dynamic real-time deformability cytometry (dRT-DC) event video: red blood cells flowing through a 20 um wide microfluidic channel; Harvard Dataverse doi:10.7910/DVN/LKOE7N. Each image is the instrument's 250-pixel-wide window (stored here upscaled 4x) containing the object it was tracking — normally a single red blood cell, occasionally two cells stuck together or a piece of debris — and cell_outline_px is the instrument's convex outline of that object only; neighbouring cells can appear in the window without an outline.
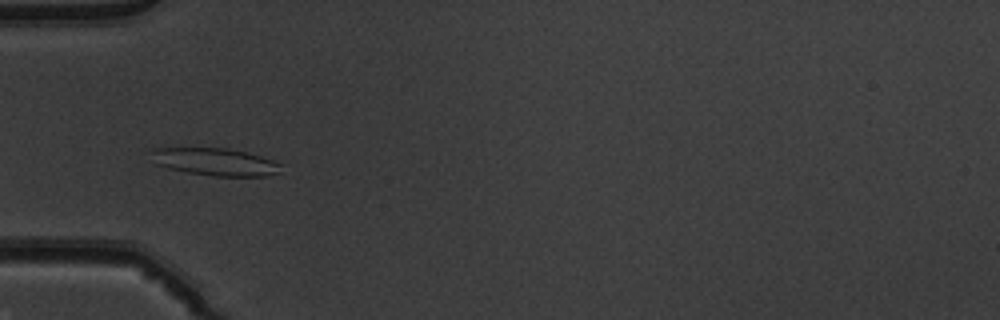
{"species": "common noctule bat (a hibernating species)", "species_latin": "Nyctalus noctula", "temperature_condition": "warm", "stored_images_in_passage": 52, "camera_frame_rate_fps": 3000, "um_per_image_px": 0.085, "animal": {"sex": "male", "body_mass_g": 19.5, "forearm_length_mm": 54.6}, "frame": {"image": 1, "passage_image": 17, "time_ms": 5.333, "image_size_px": [1000, 320], "cell_outline_px": [[284, 164], [280, 172], [264, 176], [212, 176], [188, 172], [168, 168], [156, 164], [152, 152], [156, 148], [228, 148], [248, 152]], "centroid_in_image_um": [18.37, 13.76], "position_along_channel_um": 66.6, "area_um2": 20.69}}
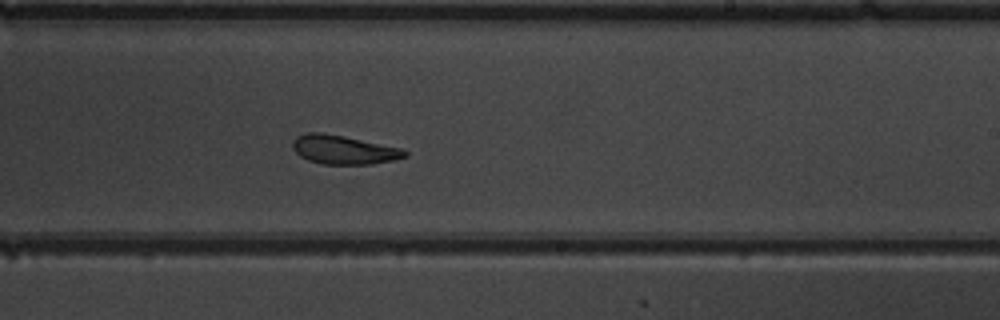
{"frame": {"image": 2, "passage_image": 32, "time_ms": 10.333, "image_size_px": [1000, 320], "cell_outline_px": [[408, 156], [396, 160], [372, 164], [324, 164], [308, 160], [300, 156], [292, 148], [292, 140], [296, 136], [308, 132], [320, 132], [344, 136], [404, 148], [408, 152]], "centroid_in_image_um": [29.24, 12.72], "position_along_channel_um": 259.8, "area_um2": 19.13}}
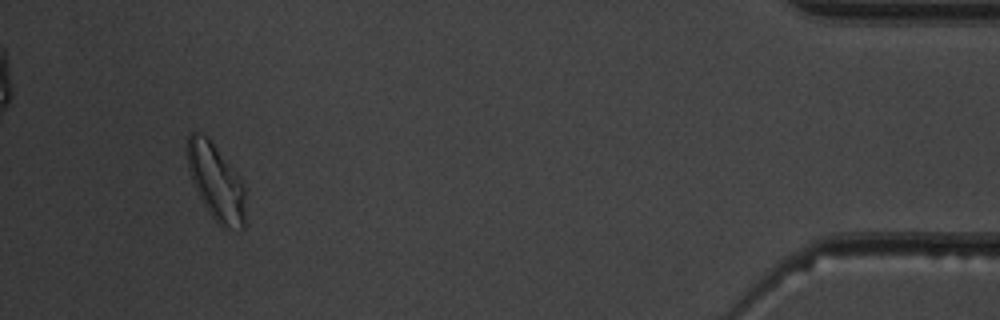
{"frame": {"image": 3, "passage_image": 49, "time_ms": 16.0, "image_size_px": [1000, 320], "cell_outline_px": [[244, 228], [224, 228], [208, 212], [192, 180], [188, 168], [184, 152], [188, 132], [200, 132], [208, 136], [236, 172], [244, 188]], "centroid_in_image_um": [18.3, 15.38], "position_along_channel_um": 416.9, "area_um2": 25.84}, "authors_computed_cell_mechanics": {"area_um2": 21.097, "velocity_mm_per_s": 3.9013, "shape_relaxation_time_tau1_ms": 9.2773, "shape_relaxation_time_tau2_ms": 4.387, "deformation_change_tau1": 0.1962, "deformation_change_tau2": 0.1216}}